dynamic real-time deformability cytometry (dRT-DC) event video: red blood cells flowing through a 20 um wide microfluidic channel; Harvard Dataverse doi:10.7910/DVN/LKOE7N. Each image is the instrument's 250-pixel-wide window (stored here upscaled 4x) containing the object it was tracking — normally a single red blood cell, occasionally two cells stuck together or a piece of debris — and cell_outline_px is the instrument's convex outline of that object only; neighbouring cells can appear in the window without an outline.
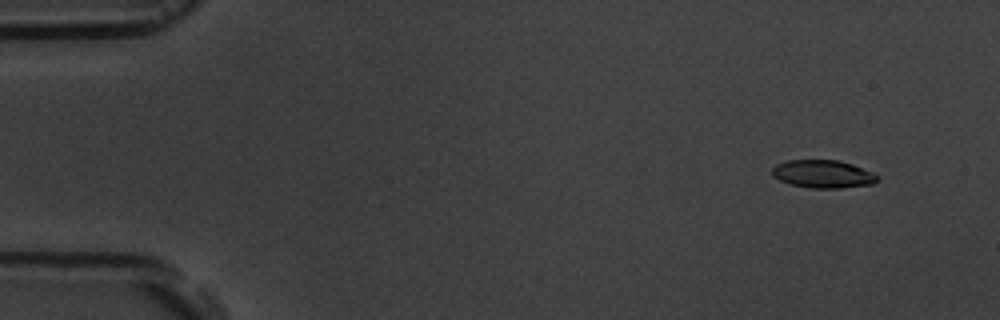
{"species": "common noctule bat (a hibernating species)", "species_latin": "Nyctalus noctula", "temperature_condition": "room temperature", "stored_images_in_passage": 17, "camera_frame_rate_fps": 3000, "um_per_image_px": 0.085, "animal": {"sex": "male", "body_mass_g": 19.5, "forearm_length_mm": 54.6}, "frame": {"image": 1, "passage_image": 2, "time_ms": 1.333, "image_size_px": [1000, 320], "cell_outline_px": [[880, 180], [872, 184], [840, 188], [812, 188], [792, 184], [780, 180], [772, 176], [772, 168], [776, 164], [788, 160], [840, 160], [852, 164], [872, 172], [880, 176]], "centroid_in_image_um": [69.98, 14.78], "position_along_channel_um": 15.0, "area_um2": 17.17}}
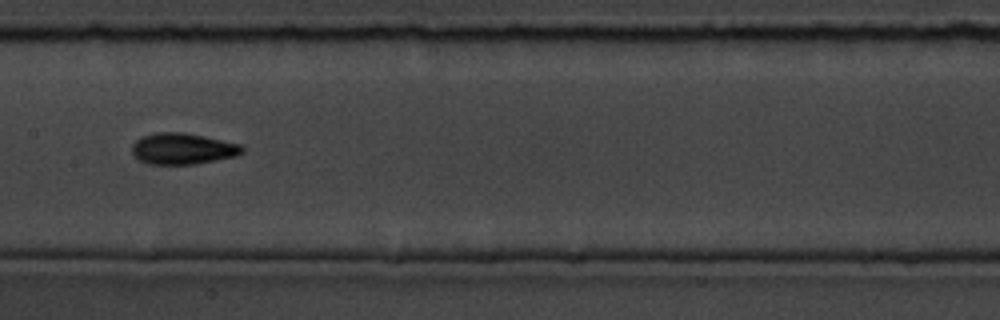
{"frame": {"image": 2, "passage_image": 9, "time_ms": 9.333, "image_size_px": [1000, 320], "cell_outline_px": [[244, 152], [236, 156], [196, 164], [148, 164], [140, 160], [132, 152], [132, 144], [136, 140], [144, 136], [156, 132], [184, 132], [204, 136], [240, 144], [244, 148]], "centroid_in_image_um": [15.54, 12.64], "position_along_channel_um": 191.9, "area_um2": 20.0}}
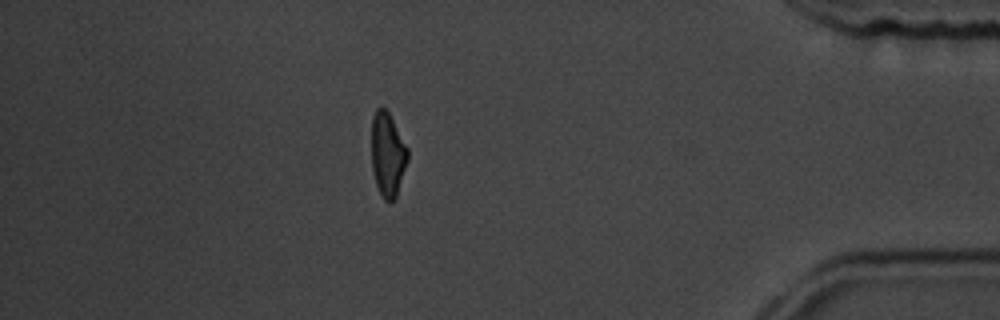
{"frame": {"image": 3, "passage_image": 15, "time_ms": 16.333, "image_size_px": [1000, 320], "cell_outline_px": [[408, 160], [396, 196], [392, 200], [384, 200], [376, 184], [372, 168], [372, 116], [376, 108], [380, 104], [388, 112], [408, 148]], "centroid_in_image_um": [32.94, 13.08], "position_along_channel_um": 402.3, "area_um2": 17.57}, "authors_computed_cell_mechanics": {"area_um2": 18.5538, "velocity_mm_per_s": 3.615, "shape_relaxation_time_tau1_ms": 4.2627, "shape_relaxation_time_tau2_ms": 2.8522, "deformation_change_tau1": 0.1306, "deformation_change_tau2": 0.083}}